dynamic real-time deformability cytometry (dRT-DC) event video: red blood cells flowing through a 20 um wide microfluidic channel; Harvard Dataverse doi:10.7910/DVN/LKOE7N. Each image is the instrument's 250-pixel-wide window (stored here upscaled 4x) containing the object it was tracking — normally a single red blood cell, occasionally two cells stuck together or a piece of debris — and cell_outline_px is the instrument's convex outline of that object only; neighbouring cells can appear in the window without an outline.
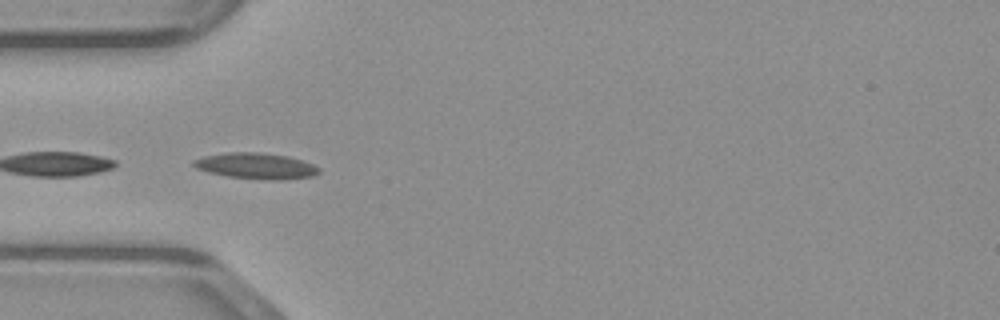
{"species": "common noctule bat (a hibernating species)", "species_latin": "Nyctalus noctula", "temperature_condition": "warm", "stored_images_in_passage": 20, "camera_frame_rate_fps": 3000, "um_per_image_px": 0.085, "animal": {"sex": "male", "body_mass_g": 23.1, "forearm_length_mm": 52.7}, "frame": {"image": 1, "passage_image": 6, "time_ms": 1.667, "image_size_px": [1000, 320], "cell_outline_px": [[320, 172], [312, 176], [284, 180], [272, 180], [228, 176], [208, 172], [196, 168], [192, 164], [192, 160], [204, 156], [228, 152], [260, 152], [288, 156], [312, 164], [320, 168]], "centroid_in_image_um": [21.76, 14.1], "position_along_channel_um": 63.2, "area_um2": 18.9}}
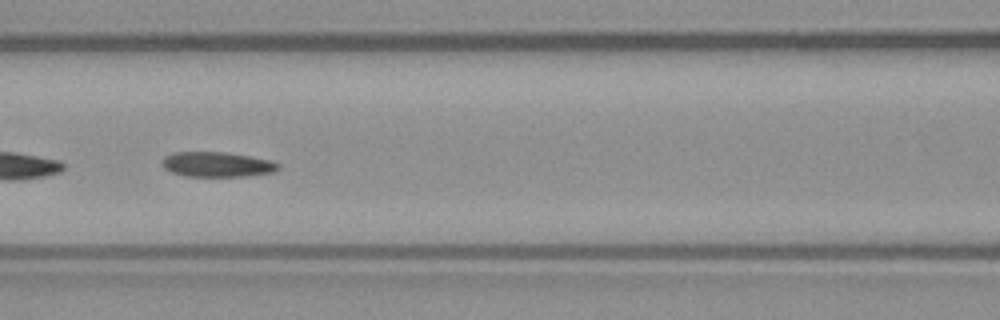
{"frame": {"image": 2, "passage_image": 12, "time_ms": 3.667, "image_size_px": [1000, 320], "cell_outline_px": [[280, 168], [272, 172], [248, 176], [184, 176], [172, 172], [164, 168], [164, 156], [176, 152], [224, 152], [272, 160], [280, 164]], "centroid_in_image_um": [18.49, 13.98], "position_along_channel_um": 148.1, "area_um2": 16.76}}
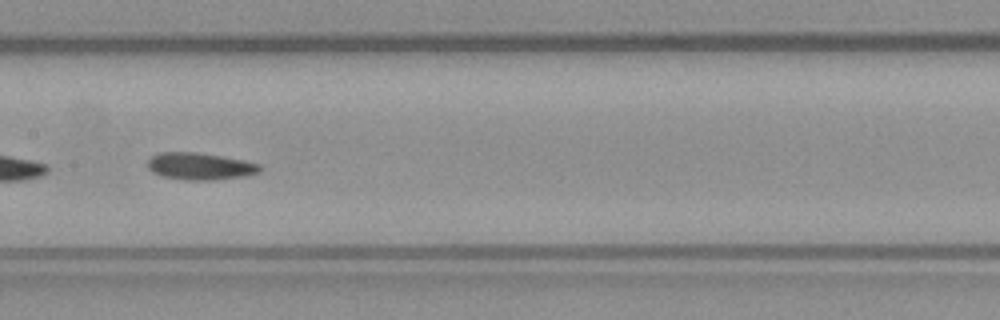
{"frame": {"image": 3, "passage_image": 15, "time_ms": 4.667, "image_size_px": [1000, 320], "cell_outline_px": [[260, 172], [244, 176], [216, 180], [188, 180], [160, 176], [152, 172], [148, 168], [148, 160], [152, 156], [160, 152], [196, 152], [244, 160], [260, 164]], "centroid_in_image_um": [16.98, 14.14], "position_along_channel_um": 190.4, "area_um2": 17.69}}